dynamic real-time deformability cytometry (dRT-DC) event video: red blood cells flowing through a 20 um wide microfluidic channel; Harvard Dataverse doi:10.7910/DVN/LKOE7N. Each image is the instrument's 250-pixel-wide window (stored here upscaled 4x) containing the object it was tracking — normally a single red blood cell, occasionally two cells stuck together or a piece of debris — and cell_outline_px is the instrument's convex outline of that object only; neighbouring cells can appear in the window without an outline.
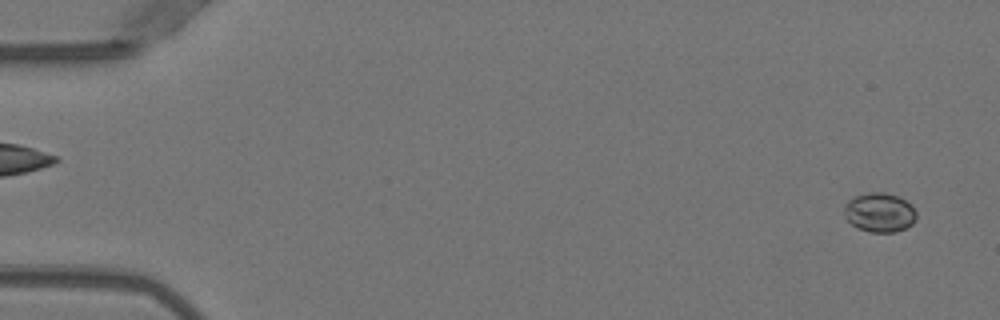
{"species": "Egyptian fruit bat (a non-hibernating species)", "species_latin": "Rousettus aegyptiacus", "temperature_condition": "warm", "stored_images_in_passage": 51, "camera_frame_rate_fps": 3000, "um_per_image_px": 0.085, "animal": {"sex": "female"}, "frame": {"image": 1, "passage_image": 2, "time_ms": 0.333, "image_size_px": [1000, 320], "cell_outline_px": [[916, 216], [912, 224], [896, 232], [868, 232], [856, 228], [844, 216], [844, 204], [848, 200], [856, 196], [868, 192], [884, 192], [896, 196], [912, 204], [916, 212]], "centroid_in_image_um": [74.74, 18.06], "position_along_channel_um": 10.3, "area_um2": 16.59}}
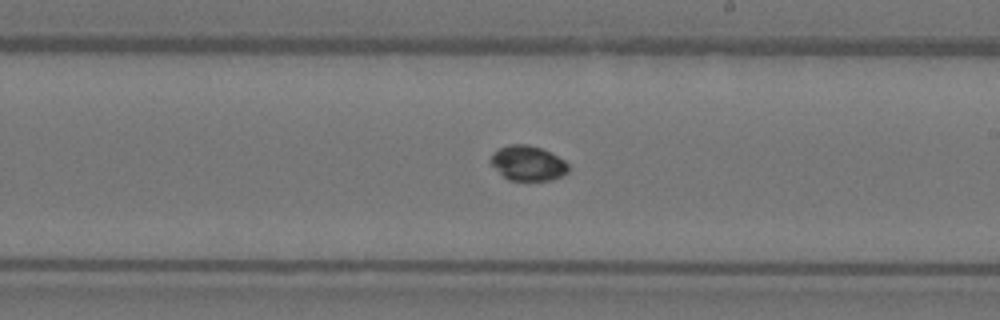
{"frame": {"image": 2, "passage_image": 30, "time_ms": 9.667, "image_size_px": [1000, 320], "cell_outline_px": [[568, 172], [552, 180], [508, 180], [492, 164], [492, 152], [508, 144], [528, 144], [540, 148], [564, 160], [568, 164]], "centroid_in_image_um": [44.87, 13.87], "position_along_channel_um": 244.1, "area_um2": 15.49}}
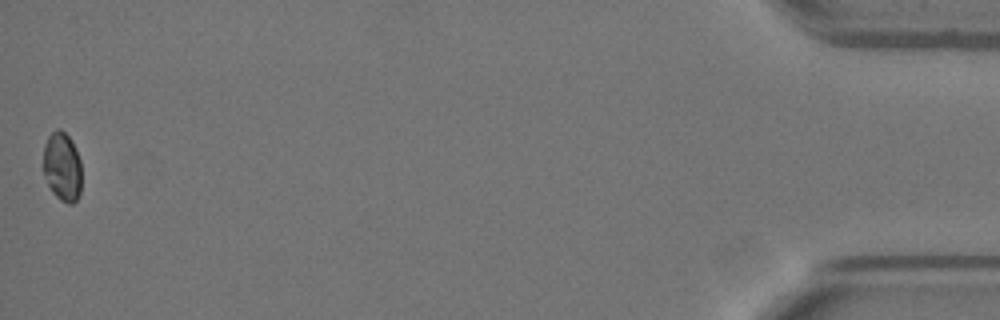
{"frame": {"image": 3, "passage_image": 51, "time_ms": 16.667, "image_size_px": [1000, 320], "cell_outline_px": [[80, 196], [72, 204], [68, 204], [60, 200], [52, 192], [48, 184], [44, 172], [44, 144], [48, 136], [56, 128], [60, 128], [68, 136], [80, 160]], "centroid_in_image_um": [5.28, 14.19], "position_along_channel_um": 429.9, "area_um2": 15.2}}